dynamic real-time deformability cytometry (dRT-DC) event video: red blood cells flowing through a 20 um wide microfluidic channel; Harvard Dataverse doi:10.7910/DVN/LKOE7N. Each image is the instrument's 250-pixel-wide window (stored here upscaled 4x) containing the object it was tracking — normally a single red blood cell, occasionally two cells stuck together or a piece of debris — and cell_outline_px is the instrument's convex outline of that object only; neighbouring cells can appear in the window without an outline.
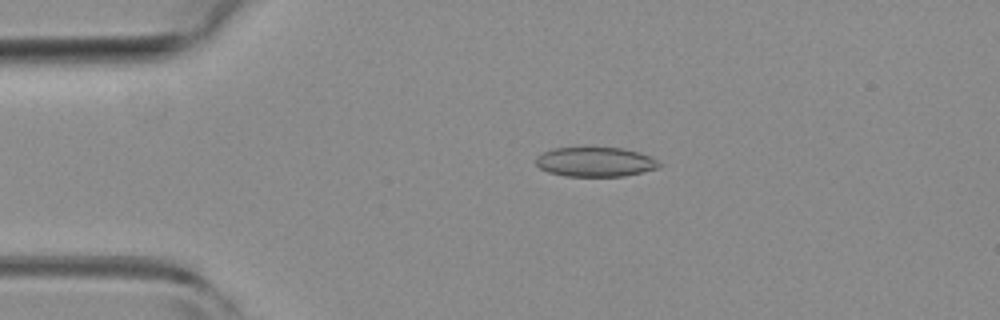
{"species": "common noctule bat (a hibernating species)", "species_latin": "Nyctalus noctula", "temperature_condition": "room temperature", "stored_images_in_passage": 5, "camera_frame_rate_fps": 3000, "um_per_image_px": 0.085, "animal": {"sex": "female", "body_mass_g": 19.3, "forearm_length_mm": 54.1}, "frame": {"image": 1, "passage_image": 4, "time_ms": 1.0, "image_size_px": [1000, 320], "cell_outline_px": [[664, 164], [660, 168], [624, 176], [564, 176], [548, 172], [540, 168], [536, 164], [536, 156], [552, 148], [624, 148], [640, 152]], "centroid_in_image_um": [50.62, 13.77], "position_along_channel_um": 34.4, "area_um2": 21.27}}